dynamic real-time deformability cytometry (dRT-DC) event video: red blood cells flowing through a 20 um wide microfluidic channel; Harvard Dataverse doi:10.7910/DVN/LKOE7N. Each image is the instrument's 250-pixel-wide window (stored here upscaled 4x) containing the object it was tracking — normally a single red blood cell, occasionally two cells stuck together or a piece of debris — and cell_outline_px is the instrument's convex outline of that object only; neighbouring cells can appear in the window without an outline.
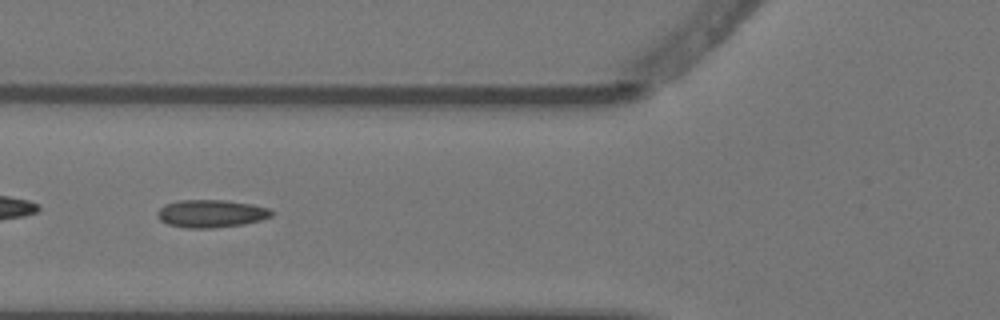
{"species": "Egyptian fruit bat (a non-hibernating species)", "species_latin": "Rousettus aegyptiacus", "temperature_condition": "warm", "stored_images_in_passage": 6, "camera_frame_rate_fps": 3000, "um_per_image_px": 0.085, "animal": {"sex": "female"}, "frame": {"image": 1, "passage_image": 2, "time_ms": 0.333, "image_size_px": [1000, 320], "cell_outline_px": [[272, 216], [260, 220], [244, 224], [212, 228], [184, 228], [168, 224], [160, 220], [156, 216], [156, 212], [164, 204], [176, 200], [224, 200], [252, 204], [268, 208], [272, 212]], "centroid_in_image_um": [17.89, 18.15], "position_along_channel_um": 107.9, "area_um2": 18.55}}
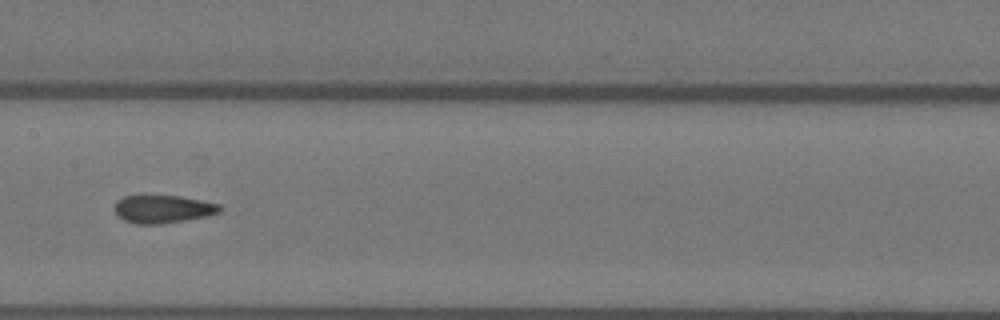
{"frame": {"image": 2, "passage_image": 4, "time_ms": 1.0, "image_size_px": [1000, 320], "cell_outline_px": [[224, 208], [220, 212], [208, 216], [160, 224], [136, 224], [124, 220], [116, 216], [116, 204], [124, 196], [180, 196], [220, 204]], "centroid_in_image_um": [13.9, 17.78], "position_along_channel_um": 193.5, "area_um2": 16.99}}
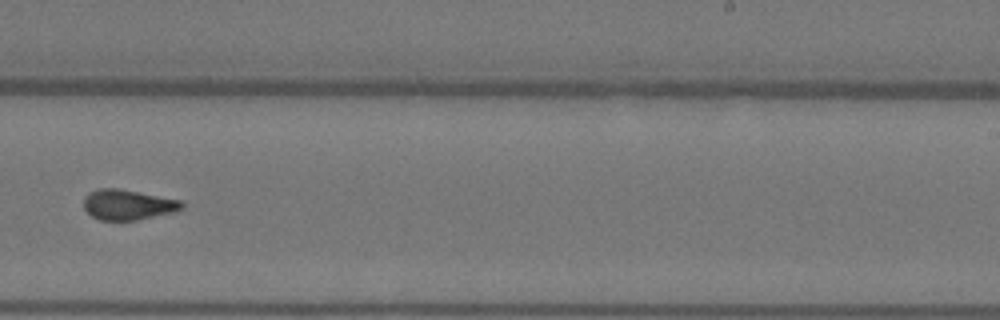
{"frame": {"image": 3, "passage_image": 6, "time_ms": 1.667, "image_size_px": [1000, 320], "cell_outline_px": [[184, 208], [176, 212], [136, 220], [100, 220], [92, 216], [84, 208], [84, 196], [88, 192], [100, 188], [116, 188], [180, 200], [184, 204]], "centroid_in_image_um": [10.87, 17.4], "position_along_channel_um": 278.1, "area_um2": 17.28}}